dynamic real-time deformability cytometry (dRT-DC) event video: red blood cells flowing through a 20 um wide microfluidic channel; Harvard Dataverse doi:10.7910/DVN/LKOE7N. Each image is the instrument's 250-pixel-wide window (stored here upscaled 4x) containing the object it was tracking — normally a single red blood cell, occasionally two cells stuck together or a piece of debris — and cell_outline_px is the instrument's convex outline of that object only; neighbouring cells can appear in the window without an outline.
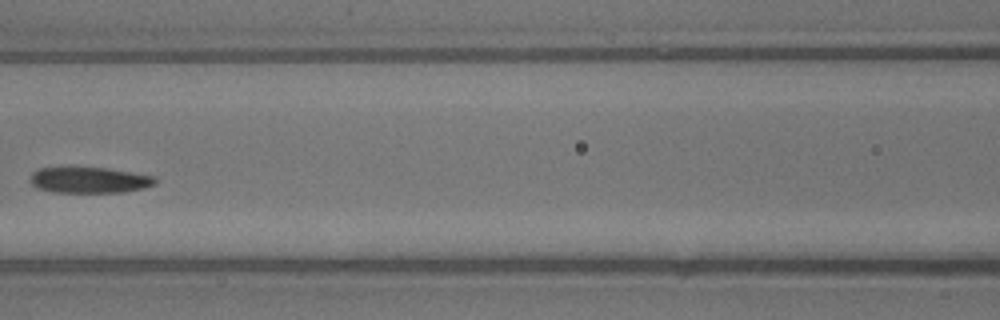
{"species": "common noctule bat (a hibernating species)", "species_latin": "Nyctalus noctula", "temperature_condition": "warm", "stored_images_in_passage": 21, "camera_frame_rate_fps": 3000, "um_per_image_px": 0.085, "animal": {"sex": "male", "body_mass_g": 13.3}, "frame": {"image": 1, "passage_image": 7, "time_ms": 2.0, "image_size_px": [1000, 320], "cell_outline_px": [[156, 184], [144, 188], [124, 192], [56, 192], [36, 188], [32, 184], [32, 172], [36, 168], [108, 168], [156, 176]], "centroid_in_image_um": [7.64, 15.31], "position_along_channel_um": 159.0, "area_um2": 18.79}}